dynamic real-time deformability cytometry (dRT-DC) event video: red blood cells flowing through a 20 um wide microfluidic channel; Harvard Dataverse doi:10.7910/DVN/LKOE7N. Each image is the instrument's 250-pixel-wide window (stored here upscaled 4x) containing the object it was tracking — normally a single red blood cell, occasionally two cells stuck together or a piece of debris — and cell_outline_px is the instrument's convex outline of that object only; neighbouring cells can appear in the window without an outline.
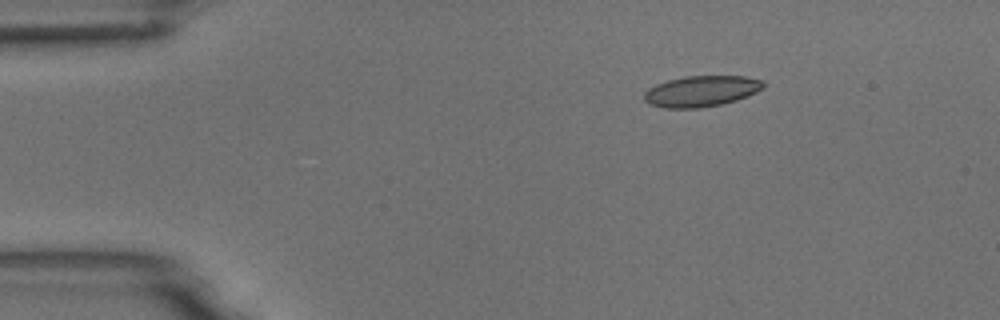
{"species": "common noctule bat (a hibernating species)", "species_latin": "Nyctalus noctula", "temperature_condition": "room temperature", "stored_images_in_passage": 4, "camera_frame_rate_fps": 3000, "um_per_image_px": 0.085, "animal": {"sex": "male", "body_mass_g": 18.8}, "frame": {"image": 1, "passage_image": 2, "time_ms": 0.333, "image_size_px": [1000, 320], "cell_outline_px": [[764, 88], [748, 96], [736, 100], [720, 104], [700, 108], [664, 108], [648, 104], [644, 100], [644, 92], [648, 88], [656, 84], [668, 80], [684, 76], [744, 76], [764, 80]], "centroid_in_image_um": [59.6, 7.75], "position_along_channel_um": 25.4, "area_um2": 21.62}}